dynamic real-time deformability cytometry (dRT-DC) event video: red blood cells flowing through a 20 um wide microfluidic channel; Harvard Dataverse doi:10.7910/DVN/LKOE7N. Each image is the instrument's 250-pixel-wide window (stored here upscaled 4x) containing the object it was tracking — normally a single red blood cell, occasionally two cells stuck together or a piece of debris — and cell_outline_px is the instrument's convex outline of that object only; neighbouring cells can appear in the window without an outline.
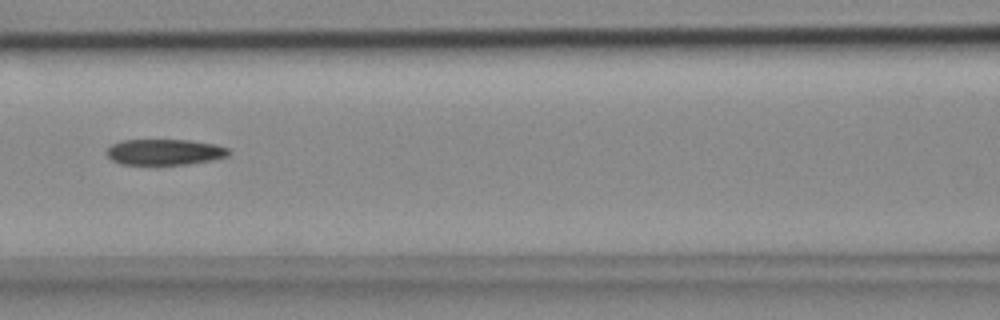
{"species": "common noctule bat (a hibernating species)", "species_latin": "Nyctalus noctula", "temperature_condition": "cold", "stored_images_in_passage": 34, "camera_frame_rate_fps": 3000, "um_per_image_px": 0.085, "animal": {"sex": "female", "body_mass_g": 18.4}, "frame": {"image": 1, "passage_image": 8, "time_ms": 2.333, "image_size_px": [1000, 320], "cell_outline_px": [[232, 152], [228, 156], [212, 160], [188, 164], [120, 164], [112, 160], [104, 152], [112, 144], [120, 140], [188, 140], [216, 144], [228, 148]], "centroid_in_image_um": [14.0, 12.92], "position_along_channel_um": 152.6, "area_um2": 18.5}}
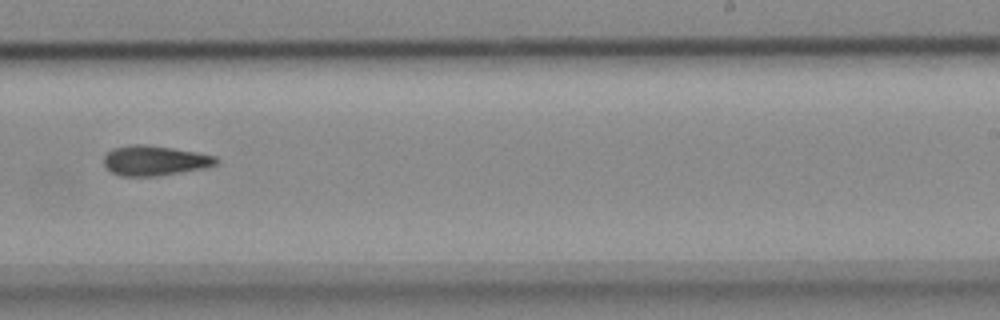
{"frame": {"image": 2, "passage_image": 18, "time_ms": 5.667, "image_size_px": [1000, 320], "cell_outline_px": [[220, 160], [216, 164], [204, 168], [156, 176], [120, 176], [112, 172], [104, 164], [104, 156], [112, 148], [128, 144], [148, 144], [196, 152], [216, 156]], "centroid_in_image_um": [13.14, 13.63], "position_along_channel_um": 275.9, "area_um2": 19.65}}
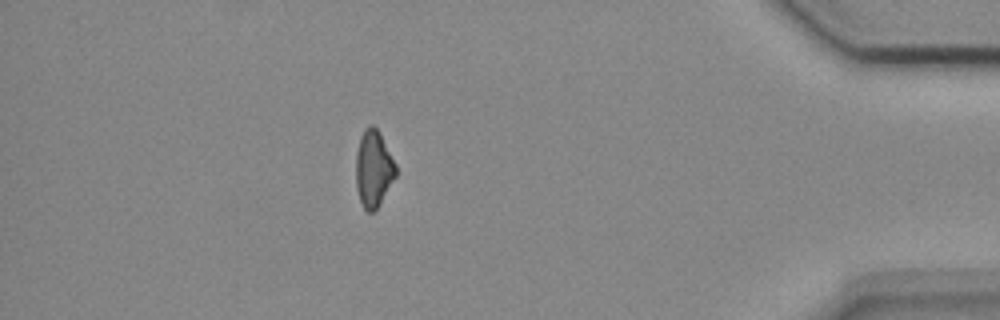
{"frame": {"image": 3, "passage_image": 32, "time_ms": 10.333, "image_size_px": [1000, 320], "cell_outline_px": [[396, 176], [380, 204], [372, 212], [368, 212], [364, 208], [360, 200], [356, 188], [356, 152], [360, 136], [364, 128], [368, 124], [372, 124], [380, 132], [396, 164]], "centroid_in_image_um": [31.74, 14.3], "position_along_channel_um": 403.5, "area_um2": 17.98}, "authors_computed_cell_mechanics": {"area_um2": 19.1896, "velocity_mm_per_s": 3.7057, "shape_relaxation_time_tau1_ms": 8.8749, "shape_relaxation_time_tau2_ms": 10.7756, "deformation_change_tau1": 0.1646, "deformation_change_tau2": 0.2075}}